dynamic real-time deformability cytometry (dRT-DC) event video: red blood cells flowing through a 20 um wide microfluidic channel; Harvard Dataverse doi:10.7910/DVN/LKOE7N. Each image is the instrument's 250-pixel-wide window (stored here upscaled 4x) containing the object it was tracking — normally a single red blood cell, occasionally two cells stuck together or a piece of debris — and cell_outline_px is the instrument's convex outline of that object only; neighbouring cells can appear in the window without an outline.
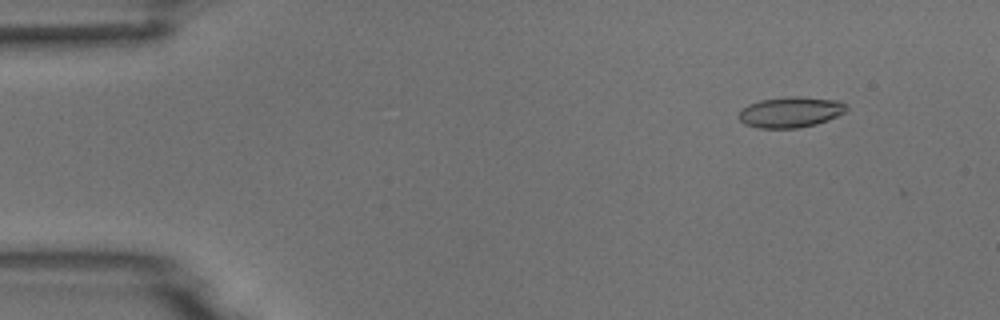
{"species": "common noctule bat (a hibernating species)", "species_latin": "Nyctalus noctula", "temperature_condition": "room temperature", "stored_images_in_passage": 54, "camera_frame_rate_fps": 3000, "um_per_image_px": 0.085, "animal": {"sex": "male", "body_mass_g": 18.8}, "frame": {"image": 1, "passage_image": 6, "time_ms": 1.667, "image_size_px": [1000, 320], "cell_outline_px": [[848, 108], [844, 112], [828, 120], [816, 124], [796, 128], [760, 128], [744, 124], [740, 120], [740, 112], [748, 104], [760, 100], [788, 96], [800, 96], [840, 100], [848, 104]], "centroid_in_image_um": [67.24, 9.51], "position_along_channel_um": 17.8, "area_um2": 19.31}}
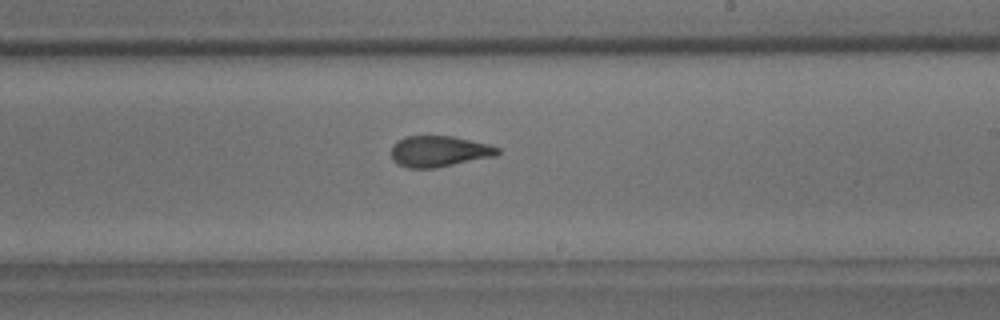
{"frame": {"image": 2, "passage_image": 32, "time_ms": 10.333, "image_size_px": [1000, 320], "cell_outline_px": [[500, 152], [496, 156], [436, 168], [408, 168], [396, 164], [392, 160], [392, 144], [396, 140], [404, 136], [452, 136], [488, 144], [500, 148]], "centroid_in_image_um": [37.29, 12.87], "position_along_channel_um": 251.7, "area_um2": 19.42}}
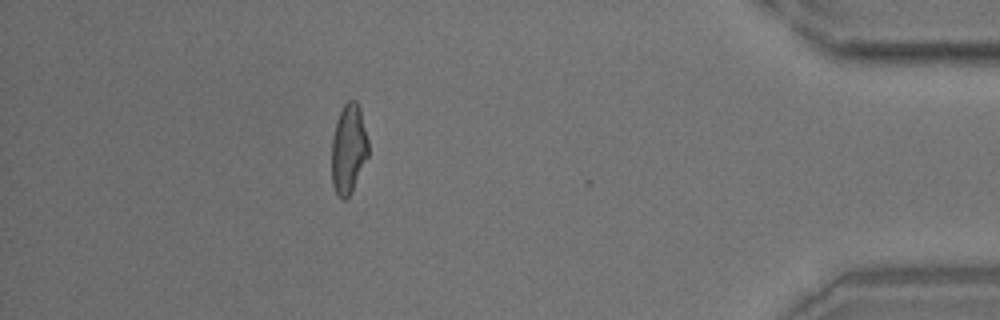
{"frame": {"image": 3, "passage_image": 48, "time_ms": 15.667, "image_size_px": [1000, 320], "cell_outline_px": [[368, 156], [348, 196], [344, 200], [340, 200], [332, 184], [332, 136], [336, 120], [344, 104], [348, 100], [356, 100], [360, 108], [368, 140]], "centroid_in_image_um": [29.61, 12.62], "position_along_channel_um": 405.6, "area_um2": 18.96}}